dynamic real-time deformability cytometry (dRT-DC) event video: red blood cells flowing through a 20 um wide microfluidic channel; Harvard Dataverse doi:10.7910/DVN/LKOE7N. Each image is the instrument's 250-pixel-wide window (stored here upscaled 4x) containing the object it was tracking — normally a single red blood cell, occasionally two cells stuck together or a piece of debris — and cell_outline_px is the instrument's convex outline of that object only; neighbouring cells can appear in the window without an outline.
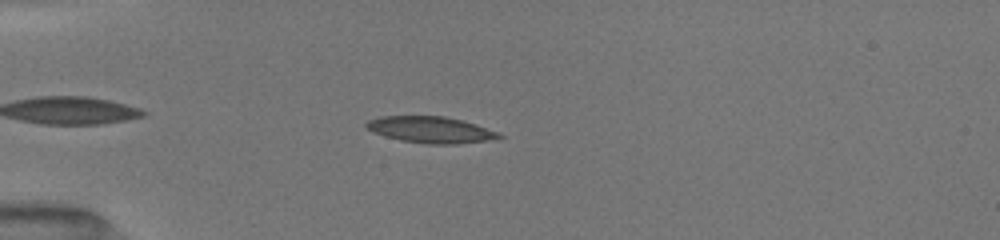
{"species": "common noctule bat (a hibernating species)", "species_latin": "Nyctalus noctula", "temperature_condition": "room temperature", "stored_images_in_passage": 24, "camera_frame_rate_fps": 3000, "um_per_image_px": 0.085, "animal": {"sex": "female", "body_mass_g": 19.5, "forearm_length_mm": 54.1}, "frame": {"image": 1, "passage_image": 3, "time_ms": 1.667, "image_size_px": [1000, 240], "cell_outline_px": [[504, 136], [484, 140], [456, 144], [428, 144], [400, 140], [384, 136], [372, 132], [364, 124], [368, 120], [380, 116], [444, 116], [460, 120], [496, 132]], "centroid_in_image_um": [36.49, 11.02], "position_along_channel_um": 48.5, "area_um2": 19.94}}
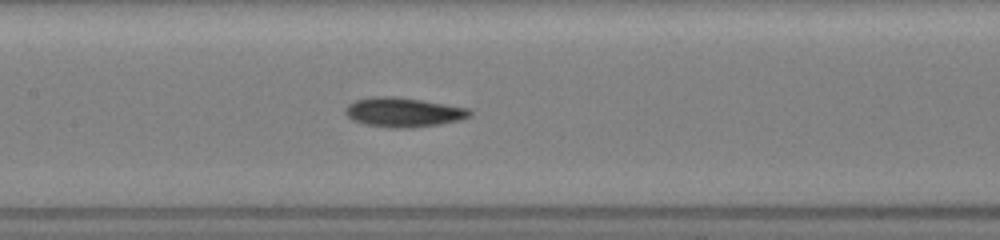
{"frame": {"image": 2, "passage_image": 10, "time_ms": 5.333, "image_size_px": [1000, 240], "cell_outline_px": [[472, 112], [468, 116], [460, 120], [440, 124], [412, 128], [392, 128], [364, 124], [352, 120], [344, 112], [344, 108], [348, 104], [356, 100], [368, 96], [392, 96], [420, 100], [468, 108]], "centroid_in_image_um": [34.23, 9.54], "position_along_channel_um": 173.2, "area_um2": 21.33}}
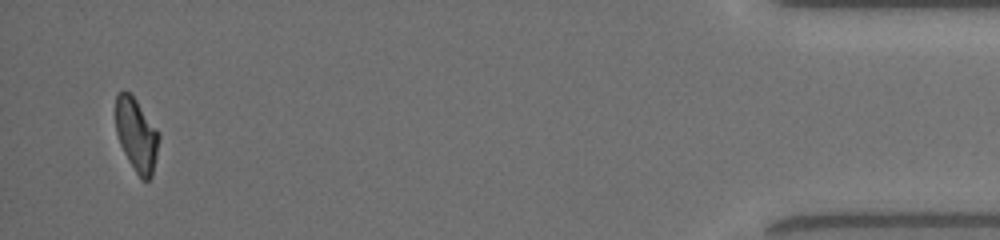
{"frame": {"image": 3, "passage_image": 24, "time_ms": 13.333, "image_size_px": [1000, 240], "cell_outline_px": [[160, 136], [152, 176], [148, 180], [144, 180], [136, 172], [128, 160], [120, 144], [116, 132], [116, 96], [124, 88], [136, 100], [156, 128]], "centroid_in_image_um": [11.59, 11.45], "position_along_channel_um": 423.6, "area_um2": 18.15}, "authors_computed_cell_mechanics": {"area_um2": 19.9699, "velocity_mm_per_s": 4.0419, "shape_relaxation_time_tau1_ms": 3.3494, "shape_relaxation_time_tau2_ms": 2.0319, "deformation_change_tau1": 0.0996, "deformation_change_tau2": 0.0819}}